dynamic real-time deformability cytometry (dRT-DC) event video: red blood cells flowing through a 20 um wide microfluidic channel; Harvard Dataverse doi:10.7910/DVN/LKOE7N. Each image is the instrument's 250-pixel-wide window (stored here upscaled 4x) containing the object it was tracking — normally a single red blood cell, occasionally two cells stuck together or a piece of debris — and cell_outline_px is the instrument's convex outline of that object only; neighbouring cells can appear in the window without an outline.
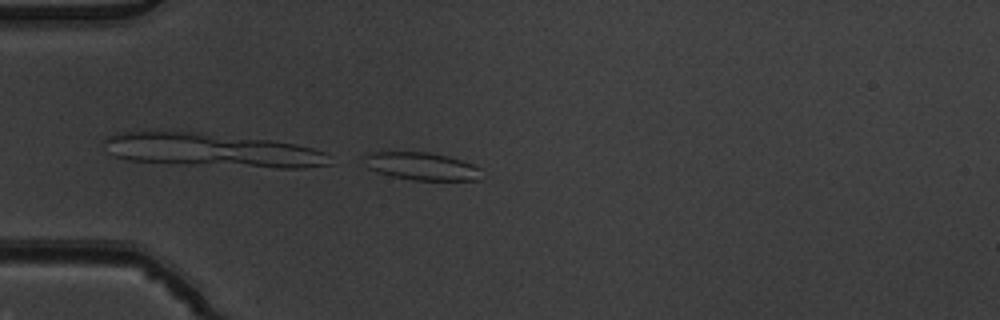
{"species": "common noctule bat (a hibernating species)", "species_latin": "Nyctalus noctula", "temperature_condition": "warm", "stored_images_in_passage": 4, "camera_frame_rate_fps": 3000, "um_per_image_px": 0.085, "animal": {"sex": "male", "body_mass_g": 19.5, "forearm_length_mm": 54.6}, "frame": {"image": 1, "passage_image": 4, "time_ms": 1.0, "image_size_px": [1000, 320], "cell_outline_px": [[480, 180], [412, 180], [392, 176], [368, 168], [360, 156], [372, 152], [428, 152], [448, 156], [472, 164], [480, 168]], "centroid_in_image_um": [35.8, 14.12], "position_along_channel_um": 49.2, "area_um2": 18.9}}